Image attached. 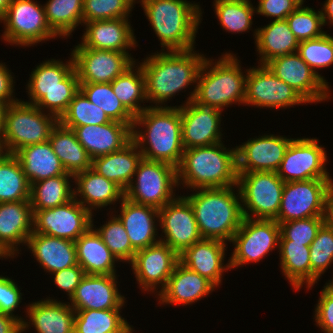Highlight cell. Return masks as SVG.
Wrapping results in <instances>:
<instances>
[{
	"label": "cell",
	"instance_id": "6da1fadb",
	"mask_svg": "<svg viewBox=\"0 0 333 333\" xmlns=\"http://www.w3.org/2000/svg\"><path fill=\"white\" fill-rule=\"evenodd\" d=\"M138 126H145V131ZM132 140L143 159L164 162L178 168L184 152L179 106L147 107L134 119Z\"/></svg>",
	"mask_w": 333,
	"mask_h": 333
},
{
	"label": "cell",
	"instance_id": "7a4b0ae2",
	"mask_svg": "<svg viewBox=\"0 0 333 333\" xmlns=\"http://www.w3.org/2000/svg\"><path fill=\"white\" fill-rule=\"evenodd\" d=\"M193 50L157 52L139 63L145 77L147 102L161 107L176 93L197 83L206 57Z\"/></svg>",
	"mask_w": 333,
	"mask_h": 333
},
{
	"label": "cell",
	"instance_id": "3957f363",
	"mask_svg": "<svg viewBox=\"0 0 333 333\" xmlns=\"http://www.w3.org/2000/svg\"><path fill=\"white\" fill-rule=\"evenodd\" d=\"M237 179V147L229 150L222 142L184 149L177 168L178 186L194 190L237 187Z\"/></svg>",
	"mask_w": 333,
	"mask_h": 333
},
{
	"label": "cell",
	"instance_id": "277c9868",
	"mask_svg": "<svg viewBox=\"0 0 333 333\" xmlns=\"http://www.w3.org/2000/svg\"><path fill=\"white\" fill-rule=\"evenodd\" d=\"M144 13L167 51L194 49L195 37L202 11L187 0H139Z\"/></svg>",
	"mask_w": 333,
	"mask_h": 333
},
{
	"label": "cell",
	"instance_id": "5b68a950",
	"mask_svg": "<svg viewBox=\"0 0 333 333\" xmlns=\"http://www.w3.org/2000/svg\"><path fill=\"white\" fill-rule=\"evenodd\" d=\"M233 188H200L183 196L191 204L203 239L231 242L239 229L244 217L239 189L237 194Z\"/></svg>",
	"mask_w": 333,
	"mask_h": 333
},
{
	"label": "cell",
	"instance_id": "8992f818",
	"mask_svg": "<svg viewBox=\"0 0 333 333\" xmlns=\"http://www.w3.org/2000/svg\"><path fill=\"white\" fill-rule=\"evenodd\" d=\"M213 61L205 59L195 89L185 103L194 100L221 111L230 104L244 105L247 73L241 72L240 61L233 53L227 52L217 62Z\"/></svg>",
	"mask_w": 333,
	"mask_h": 333
},
{
	"label": "cell",
	"instance_id": "52a82bcc",
	"mask_svg": "<svg viewBox=\"0 0 333 333\" xmlns=\"http://www.w3.org/2000/svg\"><path fill=\"white\" fill-rule=\"evenodd\" d=\"M29 79L26 88L30 101L27 103L42 111L48 109L49 114L58 119L79 91L80 83L72 54L66 63L55 59L44 61L31 72Z\"/></svg>",
	"mask_w": 333,
	"mask_h": 333
},
{
	"label": "cell",
	"instance_id": "ba28073f",
	"mask_svg": "<svg viewBox=\"0 0 333 333\" xmlns=\"http://www.w3.org/2000/svg\"><path fill=\"white\" fill-rule=\"evenodd\" d=\"M45 113L27 101L8 105L0 139L3 152L15 154L23 147L47 142L59 119Z\"/></svg>",
	"mask_w": 333,
	"mask_h": 333
},
{
	"label": "cell",
	"instance_id": "9c48e42d",
	"mask_svg": "<svg viewBox=\"0 0 333 333\" xmlns=\"http://www.w3.org/2000/svg\"><path fill=\"white\" fill-rule=\"evenodd\" d=\"M134 176L136 180L132 179L124 191V197L129 201L161 209L176 198L173 191L178 183L174 166L142 158Z\"/></svg>",
	"mask_w": 333,
	"mask_h": 333
},
{
	"label": "cell",
	"instance_id": "30bf717a",
	"mask_svg": "<svg viewBox=\"0 0 333 333\" xmlns=\"http://www.w3.org/2000/svg\"><path fill=\"white\" fill-rule=\"evenodd\" d=\"M284 184L277 172L238 173L237 189L240 192L243 217L275 220Z\"/></svg>",
	"mask_w": 333,
	"mask_h": 333
},
{
	"label": "cell",
	"instance_id": "8fae6325",
	"mask_svg": "<svg viewBox=\"0 0 333 333\" xmlns=\"http://www.w3.org/2000/svg\"><path fill=\"white\" fill-rule=\"evenodd\" d=\"M2 21L5 25L2 39L11 44L31 46L58 37L47 23L44 5L37 1L11 0L0 18Z\"/></svg>",
	"mask_w": 333,
	"mask_h": 333
},
{
	"label": "cell",
	"instance_id": "7c38bea8",
	"mask_svg": "<svg viewBox=\"0 0 333 333\" xmlns=\"http://www.w3.org/2000/svg\"><path fill=\"white\" fill-rule=\"evenodd\" d=\"M332 179H310L284 184L278 223L326 215L327 194Z\"/></svg>",
	"mask_w": 333,
	"mask_h": 333
},
{
	"label": "cell",
	"instance_id": "4fadbf2b",
	"mask_svg": "<svg viewBox=\"0 0 333 333\" xmlns=\"http://www.w3.org/2000/svg\"><path fill=\"white\" fill-rule=\"evenodd\" d=\"M279 240L280 226L276 220L244 217L231 240L235 248L229 259L230 268L259 262L276 246L279 248Z\"/></svg>",
	"mask_w": 333,
	"mask_h": 333
},
{
	"label": "cell",
	"instance_id": "5bb4252c",
	"mask_svg": "<svg viewBox=\"0 0 333 333\" xmlns=\"http://www.w3.org/2000/svg\"><path fill=\"white\" fill-rule=\"evenodd\" d=\"M318 142L315 138H293L277 170V175L283 182L332 179L325 167V148Z\"/></svg>",
	"mask_w": 333,
	"mask_h": 333
},
{
	"label": "cell",
	"instance_id": "9a60e30c",
	"mask_svg": "<svg viewBox=\"0 0 333 333\" xmlns=\"http://www.w3.org/2000/svg\"><path fill=\"white\" fill-rule=\"evenodd\" d=\"M93 214L75 197L67 203L33 213V233L76 241L93 224Z\"/></svg>",
	"mask_w": 333,
	"mask_h": 333
},
{
	"label": "cell",
	"instance_id": "2e32d148",
	"mask_svg": "<svg viewBox=\"0 0 333 333\" xmlns=\"http://www.w3.org/2000/svg\"><path fill=\"white\" fill-rule=\"evenodd\" d=\"M71 54L79 83H111L135 63L128 52L85 48L81 43Z\"/></svg>",
	"mask_w": 333,
	"mask_h": 333
},
{
	"label": "cell",
	"instance_id": "e0dca14e",
	"mask_svg": "<svg viewBox=\"0 0 333 333\" xmlns=\"http://www.w3.org/2000/svg\"><path fill=\"white\" fill-rule=\"evenodd\" d=\"M260 66V67H259ZM245 105L287 108L307 102L287 83L276 77L266 65L246 69Z\"/></svg>",
	"mask_w": 333,
	"mask_h": 333
},
{
	"label": "cell",
	"instance_id": "ac0fdd59",
	"mask_svg": "<svg viewBox=\"0 0 333 333\" xmlns=\"http://www.w3.org/2000/svg\"><path fill=\"white\" fill-rule=\"evenodd\" d=\"M272 73L291 86L307 103L328 99L327 85L296 53L278 56L265 64Z\"/></svg>",
	"mask_w": 333,
	"mask_h": 333
},
{
	"label": "cell",
	"instance_id": "d6986e66",
	"mask_svg": "<svg viewBox=\"0 0 333 333\" xmlns=\"http://www.w3.org/2000/svg\"><path fill=\"white\" fill-rule=\"evenodd\" d=\"M158 220L165 237L157 239L167 244L178 255L185 248L203 239L191 204L183 196H176L173 201L159 209Z\"/></svg>",
	"mask_w": 333,
	"mask_h": 333
},
{
	"label": "cell",
	"instance_id": "ffe728a7",
	"mask_svg": "<svg viewBox=\"0 0 333 333\" xmlns=\"http://www.w3.org/2000/svg\"><path fill=\"white\" fill-rule=\"evenodd\" d=\"M179 262L178 254L167 244L158 242L142 250L136 251L130 263L139 287L152 293L161 285L163 289Z\"/></svg>",
	"mask_w": 333,
	"mask_h": 333
},
{
	"label": "cell",
	"instance_id": "44dd1931",
	"mask_svg": "<svg viewBox=\"0 0 333 333\" xmlns=\"http://www.w3.org/2000/svg\"><path fill=\"white\" fill-rule=\"evenodd\" d=\"M179 108L184 149L222 142L221 110L200 105L194 100L183 103Z\"/></svg>",
	"mask_w": 333,
	"mask_h": 333
},
{
	"label": "cell",
	"instance_id": "7402d4cb",
	"mask_svg": "<svg viewBox=\"0 0 333 333\" xmlns=\"http://www.w3.org/2000/svg\"><path fill=\"white\" fill-rule=\"evenodd\" d=\"M293 138L264 135L237 147V172H277Z\"/></svg>",
	"mask_w": 333,
	"mask_h": 333
},
{
	"label": "cell",
	"instance_id": "603a6c76",
	"mask_svg": "<svg viewBox=\"0 0 333 333\" xmlns=\"http://www.w3.org/2000/svg\"><path fill=\"white\" fill-rule=\"evenodd\" d=\"M117 275H85L76 287L69 305L78 310L122 309L125 297L117 287Z\"/></svg>",
	"mask_w": 333,
	"mask_h": 333
},
{
	"label": "cell",
	"instance_id": "cb8c5ba5",
	"mask_svg": "<svg viewBox=\"0 0 333 333\" xmlns=\"http://www.w3.org/2000/svg\"><path fill=\"white\" fill-rule=\"evenodd\" d=\"M226 244L221 240L202 239L178 255L179 263L205 277L217 287L221 284L222 273L231 269L229 260L227 264L223 263Z\"/></svg>",
	"mask_w": 333,
	"mask_h": 333
},
{
	"label": "cell",
	"instance_id": "d4e9b609",
	"mask_svg": "<svg viewBox=\"0 0 333 333\" xmlns=\"http://www.w3.org/2000/svg\"><path fill=\"white\" fill-rule=\"evenodd\" d=\"M72 130L92 160L118 151L132 140V127L117 121L101 125H84Z\"/></svg>",
	"mask_w": 333,
	"mask_h": 333
},
{
	"label": "cell",
	"instance_id": "484cf974",
	"mask_svg": "<svg viewBox=\"0 0 333 333\" xmlns=\"http://www.w3.org/2000/svg\"><path fill=\"white\" fill-rule=\"evenodd\" d=\"M216 286L196 272L177 263L169 277L166 286L157 291L159 304L191 305L202 297L213 292Z\"/></svg>",
	"mask_w": 333,
	"mask_h": 333
},
{
	"label": "cell",
	"instance_id": "4316f807",
	"mask_svg": "<svg viewBox=\"0 0 333 333\" xmlns=\"http://www.w3.org/2000/svg\"><path fill=\"white\" fill-rule=\"evenodd\" d=\"M85 25L81 41L85 48L128 52L137 46L128 18L85 22Z\"/></svg>",
	"mask_w": 333,
	"mask_h": 333
},
{
	"label": "cell",
	"instance_id": "83f0119b",
	"mask_svg": "<svg viewBox=\"0 0 333 333\" xmlns=\"http://www.w3.org/2000/svg\"><path fill=\"white\" fill-rule=\"evenodd\" d=\"M120 205L121 213L117 217L125 227L135 251L160 242V239H156V233L158 232L156 228L157 222H155L159 219V209L133 203L125 197L121 200Z\"/></svg>",
	"mask_w": 333,
	"mask_h": 333
},
{
	"label": "cell",
	"instance_id": "f1b7e54d",
	"mask_svg": "<svg viewBox=\"0 0 333 333\" xmlns=\"http://www.w3.org/2000/svg\"><path fill=\"white\" fill-rule=\"evenodd\" d=\"M26 310L30 320L22 322L23 332L29 329L31 322L37 333H74L75 311L67 303L49 297L28 304Z\"/></svg>",
	"mask_w": 333,
	"mask_h": 333
},
{
	"label": "cell",
	"instance_id": "f546056e",
	"mask_svg": "<svg viewBox=\"0 0 333 333\" xmlns=\"http://www.w3.org/2000/svg\"><path fill=\"white\" fill-rule=\"evenodd\" d=\"M33 233L30 200L0 203V242L14 256ZM16 253V254H15Z\"/></svg>",
	"mask_w": 333,
	"mask_h": 333
},
{
	"label": "cell",
	"instance_id": "4dcf8cb0",
	"mask_svg": "<svg viewBox=\"0 0 333 333\" xmlns=\"http://www.w3.org/2000/svg\"><path fill=\"white\" fill-rule=\"evenodd\" d=\"M26 245L41 267L50 274L78 265L75 241L32 233Z\"/></svg>",
	"mask_w": 333,
	"mask_h": 333
},
{
	"label": "cell",
	"instance_id": "1f68e13d",
	"mask_svg": "<svg viewBox=\"0 0 333 333\" xmlns=\"http://www.w3.org/2000/svg\"><path fill=\"white\" fill-rule=\"evenodd\" d=\"M74 180L77 188L74 189L75 199L91 213L92 209H102L115 201L121 202L124 198V191L117 184L107 180L92 168L76 173Z\"/></svg>",
	"mask_w": 333,
	"mask_h": 333
},
{
	"label": "cell",
	"instance_id": "d6a6232c",
	"mask_svg": "<svg viewBox=\"0 0 333 333\" xmlns=\"http://www.w3.org/2000/svg\"><path fill=\"white\" fill-rule=\"evenodd\" d=\"M142 158L138 146L131 140L118 151L94 158L91 168L125 191L134 178L138 163Z\"/></svg>",
	"mask_w": 333,
	"mask_h": 333
},
{
	"label": "cell",
	"instance_id": "836d02e7",
	"mask_svg": "<svg viewBox=\"0 0 333 333\" xmlns=\"http://www.w3.org/2000/svg\"><path fill=\"white\" fill-rule=\"evenodd\" d=\"M14 155L18 158L30 185L59 175H72L64 169L49 140L23 147Z\"/></svg>",
	"mask_w": 333,
	"mask_h": 333
},
{
	"label": "cell",
	"instance_id": "e575fe53",
	"mask_svg": "<svg viewBox=\"0 0 333 333\" xmlns=\"http://www.w3.org/2000/svg\"><path fill=\"white\" fill-rule=\"evenodd\" d=\"M93 228L92 226L75 241L78 264L86 275H116L114 265L118 259Z\"/></svg>",
	"mask_w": 333,
	"mask_h": 333
},
{
	"label": "cell",
	"instance_id": "d590c367",
	"mask_svg": "<svg viewBox=\"0 0 333 333\" xmlns=\"http://www.w3.org/2000/svg\"><path fill=\"white\" fill-rule=\"evenodd\" d=\"M254 36L257 51L261 56L259 65H265L275 57L298 51L299 41L286 20H273L267 26L255 29Z\"/></svg>",
	"mask_w": 333,
	"mask_h": 333
},
{
	"label": "cell",
	"instance_id": "8d00e7d4",
	"mask_svg": "<svg viewBox=\"0 0 333 333\" xmlns=\"http://www.w3.org/2000/svg\"><path fill=\"white\" fill-rule=\"evenodd\" d=\"M49 142L67 173L75 175L92 167V159L72 129L60 123L52 130Z\"/></svg>",
	"mask_w": 333,
	"mask_h": 333
},
{
	"label": "cell",
	"instance_id": "74e56055",
	"mask_svg": "<svg viewBox=\"0 0 333 333\" xmlns=\"http://www.w3.org/2000/svg\"><path fill=\"white\" fill-rule=\"evenodd\" d=\"M280 267L295 290L311 286L310 247L291 240H279Z\"/></svg>",
	"mask_w": 333,
	"mask_h": 333
},
{
	"label": "cell",
	"instance_id": "f35d334b",
	"mask_svg": "<svg viewBox=\"0 0 333 333\" xmlns=\"http://www.w3.org/2000/svg\"><path fill=\"white\" fill-rule=\"evenodd\" d=\"M74 175H59L31 184L30 204L32 212L63 205L74 198L69 179Z\"/></svg>",
	"mask_w": 333,
	"mask_h": 333
},
{
	"label": "cell",
	"instance_id": "ab89813d",
	"mask_svg": "<svg viewBox=\"0 0 333 333\" xmlns=\"http://www.w3.org/2000/svg\"><path fill=\"white\" fill-rule=\"evenodd\" d=\"M120 310H78L75 312L74 333H133Z\"/></svg>",
	"mask_w": 333,
	"mask_h": 333
},
{
	"label": "cell",
	"instance_id": "60d3db41",
	"mask_svg": "<svg viewBox=\"0 0 333 333\" xmlns=\"http://www.w3.org/2000/svg\"><path fill=\"white\" fill-rule=\"evenodd\" d=\"M31 185L14 154L0 156V203L30 200Z\"/></svg>",
	"mask_w": 333,
	"mask_h": 333
},
{
	"label": "cell",
	"instance_id": "b9f144b4",
	"mask_svg": "<svg viewBox=\"0 0 333 333\" xmlns=\"http://www.w3.org/2000/svg\"><path fill=\"white\" fill-rule=\"evenodd\" d=\"M135 64L111 82L113 92L134 117L149 107H142L139 103L146 100L145 77L141 65Z\"/></svg>",
	"mask_w": 333,
	"mask_h": 333
},
{
	"label": "cell",
	"instance_id": "7bdbcfd3",
	"mask_svg": "<svg viewBox=\"0 0 333 333\" xmlns=\"http://www.w3.org/2000/svg\"><path fill=\"white\" fill-rule=\"evenodd\" d=\"M44 7L47 23L59 37H69L83 23V0H48Z\"/></svg>",
	"mask_w": 333,
	"mask_h": 333
},
{
	"label": "cell",
	"instance_id": "ee69618b",
	"mask_svg": "<svg viewBox=\"0 0 333 333\" xmlns=\"http://www.w3.org/2000/svg\"><path fill=\"white\" fill-rule=\"evenodd\" d=\"M79 90L112 120L133 127L135 117L123 106L113 92L111 83H80Z\"/></svg>",
	"mask_w": 333,
	"mask_h": 333
},
{
	"label": "cell",
	"instance_id": "f6af8a7d",
	"mask_svg": "<svg viewBox=\"0 0 333 333\" xmlns=\"http://www.w3.org/2000/svg\"><path fill=\"white\" fill-rule=\"evenodd\" d=\"M215 13L227 32L242 33L251 29L256 8L250 0H214Z\"/></svg>",
	"mask_w": 333,
	"mask_h": 333
},
{
	"label": "cell",
	"instance_id": "bcb514c9",
	"mask_svg": "<svg viewBox=\"0 0 333 333\" xmlns=\"http://www.w3.org/2000/svg\"><path fill=\"white\" fill-rule=\"evenodd\" d=\"M112 122L104 111L91 103L79 90L69 103L65 113L59 119V123L68 128L84 125H101Z\"/></svg>",
	"mask_w": 333,
	"mask_h": 333
},
{
	"label": "cell",
	"instance_id": "7dc6e473",
	"mask_svg": "<svg viewBox=\"0 0 333 333\" xmlns=\"http://www.w3.org/2000/svg\"><path fill=\"white\" fill-rule=\"evenodd\" d=\"M310 247L311 286L313 287L322 274L333 263V226L325 222L317 233Z\"/></svg>",
	"mask_w": 333,
	"mask_h": 333
},
{
	"label": "cell",
	"instance_id": "c3c4849f",
	"mask_svg": "<svg viewBox=\"0 0 333 333\" xmlns=\"http://www.w3.org/2000/svg\"><path fill=\"white\" fill-rule=\"evenodd\" d=\"M113 216V217H112ZM100 228L95 229L105 245L120 262L131 263L136 251L133 249L125 227L116 215Z\"/></svg>",
	"mask_w": 333,
	"mask_h": 333
},
{
	"label": "cell",
	"instance_id": "681fc988",
	"mask_svg": "<svg viewBox=\"0 0 333 333\" xmlns=\"http://www.w3.org/2000/svg\"><path fill=\"white\" fill-rule=\"evenodd\" d=\"M297 53L312 70L328 85L324 76L316 69L329 67L333 64V36L324 33L321 37L299 42Z\"/></svg>",
	"mask_w": 333,
	"mask_h": 333
},
{
	"label": "cell",
	"instance_id": "f907efd6",
	"mask_svg": "<svg viewBox=\"0 0 333 333\" xmlns=\"http://www.w3.org/2000/svg\"><path fill=\"white\" fill-rule=\"evenodd\" d=\"M136 0H83L85 22L129 18Z\"/></svg>",
	"mask_w": 333,
	"mask_h": 333
},
{
	"label": "cell",
	"instance_id": "816d5d0a",
	"mask_svg": "<svg viewBox=\"0 0 333 333\" xmlns=\"http://www.w3.org/2000/svg\"><path fill=\"white\" fill-rule=\"evenodd\" d=\"M290 30L299 42L321 37L325 32L322 31V13L309 7L296 8L287 18Z\"/></svg>",
	"mask_w": 333,
	"mask_h": 333
},
{
	"label": "cell",
	"instance_id": "f5cc1de1",
	"mask_svg": "<svg viewBox=\"0 0 333 333\" xmlns=\"http://www.w3.org/2000/svg\"><path fill=\"white\" fill-rule=\"evenodd\" d=\"M325 222V216H316L278 223L280 240H291L293 243H304L310 246Z\"/></svg>",
	"mask_w": 333,
	"mask_h": 333
},
{
	"label": "cell",
	"instance_id": "db71d44e",
	"mask_svg": "<svg viewBox=\"0 0 333 333\" xmlns=\"http://www.w3.org/2000/svg\"><path fill=\"white\" fill-rule=\"evenodd\" d=\"M323 288L314 311L315 322L324 333H333V289Z\"/></svg>",
	"mask_w": 333,
	"mask_h": 333
},
{
	"label": "cell",
	"instance_id": "11a10c76",
	"mask_svg": "<svg viewBox=\"0 0 333 333\" xmlns=\"http://www.w3.org/2000/svg\"><path fill=\"white\" fill-rule=\"evenodd\" d=\"M16 282L9 277L0 276V312L15 316L14 310L21 303L22 293Z\"/></svg>",
	"mask_w": 333,
	"mask_h": 333
},
{
	"label": "cell",
	"instance_id": "9f6ffc18",
	"mask_svg": "<svg viewBox=\"0 0 333 333\" xmlns=\"http://www.w3.org/2000/svg\"><path fill=\"white\" fill-rule=\"evenodd\" d=\"M256 13L274 20H286L297 8L292 0H259Z\"/></svg>",
	"mask_w": 333,
	"mask_h": 333
},
{
	"label": "cell",
	"instance_id": "6f0895ef",
	"mask_svg": "<svg viewBox=\"0 0 333 333\" xmlns=\"http://www.w3.org/2000/svg\"><path fill=\"white\" fill-rule=\"evenodd\" d=\"M54 282L61 290L67 292L69 299L74 295L76 287L86 275L83 268L78 264L52 273Z\"/></svg>",
	"mask_w": 333,
	"mask_h": 333
},
{
	"label": "cell",
	"instance_id": "680465c9",
	"mask_svg": "<svg viewBox=\"0 0 333 333\" xmlns=\"http://www.w3.org/2000/svg\"><path fill=\"white\" fill-rule=\"evenodd\" d=\"M14 80L10 70L5 63H0V101L6 102L8 105L15 103L18 99L13 98Z\"/></svg>",
	"mask_w": 333,
	"mask_h": 333
},
{
	"label": "cell",
	"instance_id": "91938a15",
	"mask_svg": "<svg viewBox=\"0 0 333 333\" xmlns=\"http://www.w3.org/2000/svg\"><path fill=\"white\" fill-rule=\"evenodd\" d=\"M24 318L0 312V333H19Z\"/></svg>",
	"mask_w": 333,
	"mask_h": 333
},
{
	"label": "cell",
	"instance_id": "94428289",
	"mask_svg": "<svg viewBox=\"0 0 333 333\" xmlns=\"http://www.w3.org/2000/svg\"><path fill=\"white\" fill-rule=\"evenodd\" d=\"M326 222L333 226V182L330 185L327 194V204H326Z\"/></svg>",
	"mask_w": 333,
	"mask_h": 333
},
{
	"label": "cell",
	"instance_id": "6125c7cd",
	"mask_svg": "<svg viewBox=\"0 0 333 333\" xmlns=\"http://www.w3.org/2000/svg\"><path fill=\"white\" fill-rule=\"evenodd\" d=\"M321 13L324 26L327 24L328 20L330 25H333V0H326L321 9Z\"/></svg>",
	"mask_w": 333,
	"mask_h": 333
},
{
	"label": "cell",
	"instance_id": "be15d7a7",
	"mask_svg": "<svg viewBox=\"0 0 333 333\" xmlns=\"http://www.w3.org/2000/svg\"><path fill=\"white\" fill-rule=\"evenodd\" d=\"M8 107V104L6 102L0 101V139L3 133L4 128V120H5V112Z\"/></svg>",
	"mask_w": 333,
	"mask_h": 333
},
{
	"label": "cell",
	"instance_id": "e7e4bbea",
	"mask_svg": "<svg viewBox=\"0 0 333 333\" xmlns=\"http://www.w3.org/2000/svg\"><path fill=\"white\" fill-rule=\"evenodd\" d=\"M11 0H0V18L5 14Z\"/></svg>",
	"mask_w": 333,
	"mask_h": 333
},
{
	"label": "cell",
	"instance_id": "03108f58",
	"mask_svg": "<svg viewBox=\"0 0 333 333\" xmlns=\"http://www.w3.org/2000/svg\"><path fill=\"white\" fill-rule=\"evenodd\" d=\"M9 258L14 257L12 254L7 250V248L0 242V258Z\"/></svg>",
	"mask_w": 333,
	"mask_h": 333
},
{
	"label": "cell",
	"instance_id": "003e7915",
	"mask_svg": "<svg viewBox=\"0 0 333 333\" xmlns=\"http://www.w3.org/2000/svg\"><path fill=\"white\" fill-rule=\"evenodd\" d=\"M292 2L298 7H302L304 0H292Z\"/></svg>",
	"mask_w": 333,
	"mask_h": 333
},
{
	"label": "cell",
	"instance_id": "a7ac6f4b",
	"mask_svg": "<svg viewBox=\"0 0 333 333\" xmlns=\"http://www.w3.org/2000/svg\"><path fill=\"white\" fill-rule=\"evenodd\" d=\"M331 280H332V281L329 280V282L326 283V285H327L329 288L333 289V279H331Z\"/></svg>",
	"mask_w": 333,
	"mask_h": 333
},
{
	"label": "cell",
	"instance_id": "89a4df30",
	"mask_svg": "<svg viewBox=\"0 0 333 333\" xmlns=\"http://www.w3.org/2000/svg\"><path fill=\"white\" fill-rule=\"evenodd\" d=\"M3 150H2V145H1V140H0V156L3 154Z\"/></svg>",
	"mask_w": 333,
	"mask_h": 333
}]
</instances>
